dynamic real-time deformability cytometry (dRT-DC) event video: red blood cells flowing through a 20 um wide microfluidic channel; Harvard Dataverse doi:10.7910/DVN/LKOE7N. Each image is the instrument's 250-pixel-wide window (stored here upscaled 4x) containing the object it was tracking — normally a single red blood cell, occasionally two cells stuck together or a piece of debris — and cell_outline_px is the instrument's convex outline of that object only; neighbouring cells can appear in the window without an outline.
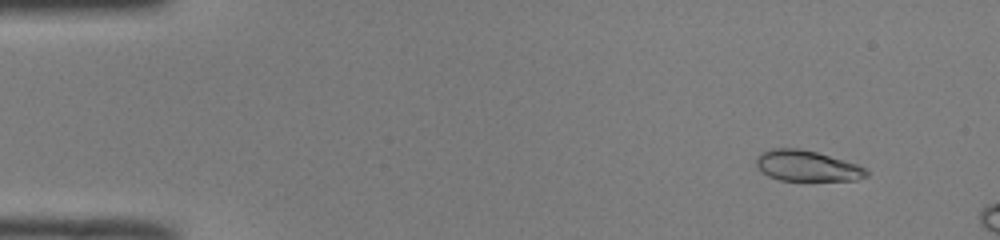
{"species": "common noctule bat (a hibernating species)", "species_latin": "Nyctalus noctula", "temperature_condition": "room temperature", "stored_images_in_passage": 49, "camera_frame_rate_fps": 3000, "um_per_image_px": 0.085, "animal": {"sex": "male", "body_mass_g": 19.0, "forearm_length_mm": 50.8}, "frame": {"image": 1, "passage_image": 5, "time_ms": 1.333, "image_size_px": [1000, 240], "cell_outline_px": [[868, 176], [856, 180], [780, 180], [768, 176], [756, 164], [756, 160], [760, 152], [772, 148], [800, 148], [816, 152], [844, 160], [856, 164], [864, 168], [868, 172]], "centroid_in_image_um": [68.58, 14.09], "position_along_channel_um": 16.4, "area_um2": 19.54}}
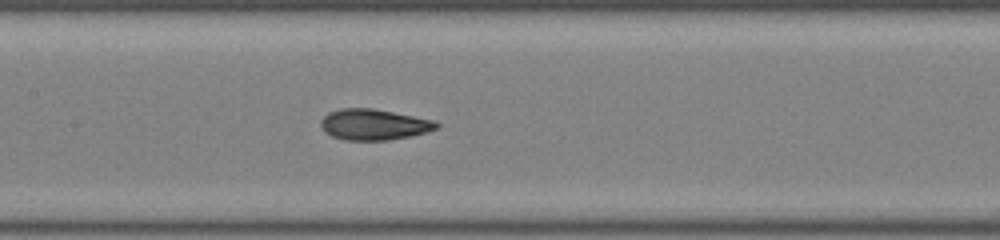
{"frame": {"image": 2, "passage_image": 25, "time_ms": 8.0, "image_size_px": [1000, 240], "cell_outline_px": [[440, 128], [428, 132], [412, 136], [388, 140], [344, 140], [332, 136], [324, 132], [320, 124], [320, 120], [328, 112], [340, 108], [372, 108], [432, 120], [440, 124]], "centroid_in_image_um": [31.76, 10.59], "position_along_channel_um": 175.6, "area_um2": 20.92}}
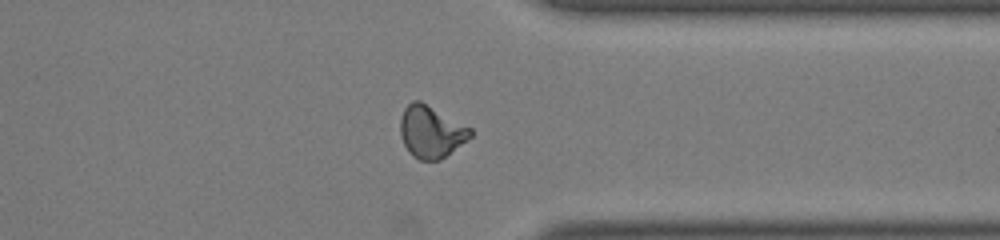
{"frame": {"image": 3, "passage_image": 40, "time_ms": 13.0, "image_size_px": [1000, 240], "cell_outline_px": [[472, 136], [440, 160], [420, 160], [412, 156], [408, 152], [400, 136], [400, 116], [404, 108], [412, 100], [420, 100], [472, 128]], "centroid_in_image_um": [36.61, 11.19], "position_along_channel_um": 374.8, "area_um2": 21.39}, "authors_computed_cell_mechanics": {"area_um2": 20.4612, "velocity_mm_per_s": 4.0397, "shape_relaxation_time_tau1_ms": 7.4381, "shape_relaxation_time_tau2_ms": 0.7176, "deformation_change_tau1": 0.2316, "deformation_change_tau2": 0.0493}}